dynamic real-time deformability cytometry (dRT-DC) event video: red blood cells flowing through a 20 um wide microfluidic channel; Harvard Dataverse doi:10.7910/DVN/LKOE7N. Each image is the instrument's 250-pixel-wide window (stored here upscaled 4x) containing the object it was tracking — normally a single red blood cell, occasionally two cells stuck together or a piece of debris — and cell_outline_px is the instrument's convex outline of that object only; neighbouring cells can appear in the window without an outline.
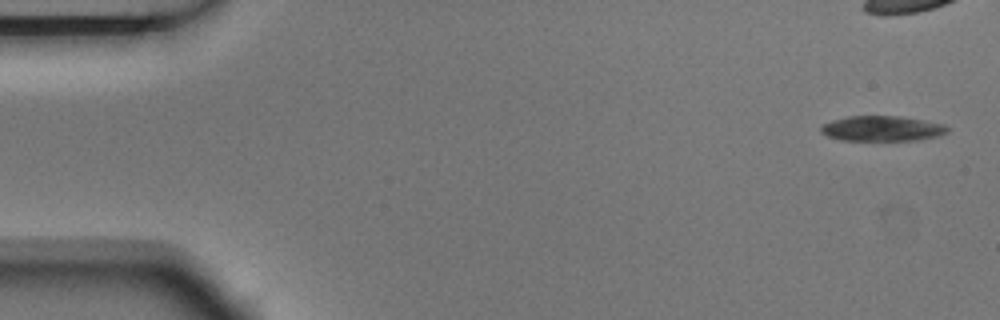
{"species": "Egyptian fruit bat (a non-hibernating species)", "species_latin": "Rousettus aegyptiacus", "temperature_condition": "room temperature", "stored_images_in_passage": 3, "camera_frame_rate_fps": 3000, "um_per_image_px": 0.085, "animal": {"sex": "male"}, "frame": {"image": 1, "passage_image": 1, "time_ms": 0.0, "image_size_px": [1000, 320], "cell_outline_px": [[948, 132], [940, 136], [920, 140], [840, 140], [828, 136], [820, 132], [820, 124], [832, 120], [848, 116], [900, 116], [924, 120], [944, 124], [948, 128]], "centroid_in_image_um": [74.97, 10.92], "position_along_channel_um": 10.0, "area_um2": 18.79}}